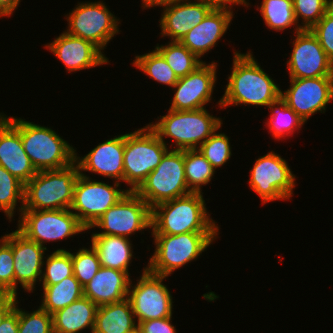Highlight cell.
I'll return each mask as SVG.
<instances>
[{"label": "cell", "mask_w": 333, "mask_h": 333, "mask_svg": "<svg viewBox=\"0 0 333 333\" xmlns=\"http://www.w3.org/2000/svg\"><path fill=\"white\" fill-rule=\"evenodd\" d=\"M142 271L135 285L131 280L128 291L137 324L172 316L173 297L171 291L162 283L167 276L152 274L146 267Z\"/></svg>", "instance_id": "cell-14"}, {"label": "cell", "mask_w": 333, "mask_h": 333, "mask_svg": "<svg viewBox=\"0 0 333 333\" xmlns=\"http://www.w3.org/2000/svg\"><path fill=\"white\" fill-rule=\"evenodd\" d=\"M155 49L164 57L178 78L185 77L204 63L180 41L170 40L165 45L157 44Z\"/></svg>", "instance_id": "cell-32"}, {"label": "cell", "mask_w": 333, "mask_h": 333, "mask_svg": "<svg viewBox=\"0 0 333 333\" xmlns=\"http://www.w3.org/2000/svg\"><path fill=\"white\" fill-rule=\"evenodd\" d=\"M178 0H142V7L144 9H148V8H151V7H155V6H167V5H170L174 2H176Z\"/></svg>", "instance_id": "cell-47"}, {"label": "cell", "mask_w": 333, "mask_h": 333, "mask_svg": "<svg viewBox=\"0 0 333 333\" xmlns=\"http://www.w3.org/2000/svg\"><path fill=\"white\" fill-rule=\"evenodd\" d=\"M293 48L287 70L290 78L333 76V62L328 58L317 37L310 29L294 33Z\"/></svg>", "instance_id": "cell-16"}, {"label": "cell", "mask_w": 333, "mask_h": 333, "mask_svg": "<svg viewBox=\"0 0 333 333\" xmlns=\"http://www.w3.org/2000/svg\"><path fill=\"white\" fill-rule=\"evenodd\" d=\"M138 324L128 298L98 306L94 333H132Z\"/></svg>", "instance_id": "cell-27"}, {"label": "cell", "mask_w": 333, "mask_h": 333, "mask_svg": "<svg viewBox=\"0 0 333 333\" xmlns=\"http://www.w3.org/2000/svg\"><path fill=\"white\" fill-rule=\"evenodd\" d=\"M18 333H53L52 315L40 306L32 312L18 306Z\"/></svg>", "instance_id": "cell-40"}, {"label": "cell", "mask_w": 333, "mask_h": 333, "mask_svg": "<svg viewBox=\"0 0 333 333\" xmlns=\"http://www.w3.org/2000/svg\"><path fill=\"white\" fill-rule=\"evenodd\" d=\"M198 150L215 170L224 166L232 155L230 138L225 133H216V131L199 146Z\"/></svg>", "instance_id": "cell-37"}, {"label": "cell", "mask_w": 333, "mask_h": 333, "mask_svg": "<svg viewBox=\"0 0 333 333\" xmlns=\"http://www.w3.org/2000/svg\"><path fill=\"white\" fill-rule=\"evenodd\" d=\"M18 297L13 295L0 296V324L4 317L14 308Z\"/></svg>", "instance_id": "cell-45"}, {"label": "cell", "mask_w": 333, "mask_h": 333, "mask_svg": "<svg viewBox=\"0 0 333 333\" xmlns=\"http://www.w3.org/2000/svg\"><path fill=\"white\" fill-rule=\"evenodd\" d=\"M206 4L211 5L213 8H225L233 10V6L235 5H243V7H247L250 5L247 0H201ZM232 7V8H231Z\"/></svg>", "instance_id": "cell-44"}, {"label": "cell", "mask_w": 333, "mask_h": 333, "mask_svg": "<svg viewBox=\"0 0 333 333\" xmlns=\"http://www.w3.org/2000/svg\"><path fill=\"white\" fill-rule=\"evenodd\" d=\"M232 71L223 96L218 105L221 108L239 105L265 106L281 97V88L274 82L264 69L261 68L253 52L235 51Z\"/></svg>", "instance_id": "cell-1"}, {"label": "cell", "mask_w": 333, "mask_h": 333, "mask_svg": "<svg viewBox=\"0 0 333 333\" xmlns=\"http://www.w3.org/2000/svg\"><path fill=\"white\" fill-rule=\"evenodd\" d=\"M134 192L151 209L160 203L192 193L185 178L184 150H168L158 166Z\"/></svg>", "instance_id": "cell-8"}, {"label": "cell", "mask_w": 333, "mask_h": 333, "mask_svg": "<svg viewBox=\"0 0 333 333\" xmlns=\"http://www.w3.org/2000/svg\"><path fill=\"white\" fill-rule=\"evenodd\" d=\"M187 186L192 193H203L202 186L210 183L216 170L198 149L184 150Z\"/></svg>", "instance_id": "cell-31"}, {"label": "cell", "mask_w": 333, "mask_h": 333, "mask_svg": "<svg viewBox=\"0 0 333 333\" xmlns=\"http://www.w3.org/2000/svg\"><path fill=\"white\" fill-rule=\"evenodd\" d=\"M171 320L172 316L139 322L137 329L140 333H177Z\"/></svg>", "instance_id": "cell-42"}, {"label": "cell", "mask_w": 333, "mask_h": 333, "mask_svg": "<svg viewBox=\"0 0 333 333\" xmlns=\"http://www.w3.org/2000/svg\"><path fill=\"white\" fill-rule=\"evenodd\" d=\"M296 20L302 29H311L333 6V0H292Z\"/></svg>", "instance_id": "cell-38"}, {"label": "cell", "mask_w": 333, "mask_h": 333, "mask_svg": "<svg viewBox=\"0 0 333 333\" xmlns=\"http://www.w3.org/2000/svg\"><path fill=\"white\" fill-rule=\"evenodd\" d=\"M217 63H204L185 77L179 78L172 87L174 96L169 109L176 111L206 108L212 100L217 81Z\"/></svg>", "instance_id": "cell-17"}, {"label": "cell", "mask_w": 333, "mask_h": 333, "mask_svg": "<svg viewBox=\"0 0 333 333\" xmlns=\"http://www.w3.org/2000/svg\"><path fill=\"white\" fill-rule=\"evenodd\" d=\"M310 30L333 62V6Z\"/></svg>", "instance_id": "cell-41"}, {"label": "cell", "mask_w": 333, "mask_h": 333, "mask_svg": "<svg viewBox=\"0 0 333 333\" xmlns=\"http://www.w3.org/2000/svg\"><path fill=\"white\" fill-rule=\"evenodd\" d=\"M132 65L151 79L171 88L179 79L164 57L155 48L153 51L143 55H136Z\"/></svg>", "instance_id": "cell-33"}, {"label": "cell", "mask_w": 333, "mask_h": 333, "mask_svg": "<svg viewBox=\"0 0 333 333\" xmlns=\"http://www.w3.org/2000/svg\"><path fill=\"white\" fill-rule=\"evenodd\" d=\"M79 174L76 162L59 170L37 171L24 185L23 210L70 209Z\"/></svg>", "instance_id": "cell-4"}, {"label": "cell", "mask_w": 333, "mask_h": 333, "mask_svg": "<svg viewBox=\"0 0 333 333\" xmlns=\"http://www.w3.org/2000/svg\"><path fill=\"white\" fill-rule=\"evenodd\" d=\"M289 86L281 91V98L305 123L315 113H325L333 101V76L290 78Z\"/></svg>", "instance_id": "cell-15"}, {"label": "cell", "mask_w": 333, "mask_h": 333, "mask_svg": "<svg viewBox=\"0 0 333 333\" xmlns=\"http://www.w3.org/2000/svg\"><path fill=\"white\" fill-rule=\"evenodd\" d=\"M230 9L213 8L207 16L180 40L200 60L217 45L233 20Z\"/></svg>", "instance_id": "cell-23"}, {"label": "cell", "mask_w": 333, "mask_h": 333, "mask_svg": "<svg viewBox=\"0 0 333 333\" xmlns=\"http://www.w3.org/2000/svg\"><path fill=\"white\" fill-rule=\"evenodd\" d=\"M147 124L124 134V182L135 191L170 149ZM169 148V149H168Z\"/></svg>", "instance_id": "cell-7"}, {"label": "cell", "mask_w": 333, "mask_h": 333, "mask_svg": "<svg viewBox=\"0 0 333 333\" xmlns=\"http://www.w3.org/2000/svg\"><path fill=\"white\" fill-rule=\"evenodd\" d=\"M21 0H0V10L7 16L13 15Z\"/></svg>", "instance_id": "cell-46"}, {"label": "cell", "mask_w": 333, "mask_h": 333, "mask_svg": "<svg viewBox=\"0 0 333 333\" xmlns=\"http://www.w3.org/2000/svg\"><path fill=\"white\" fill-rule=\"evenodd\" d=\"M150 206L134 191H128L109 208L90 228H101L91 235H114L129 238L130 235L151 228Z\"/></svg>", "instance_id": "cell-13"}, {"label": "cell", "mask_w": 333, "mask_h": 333, "mask_svg": "<svg viewBox=\"0 0 333 333\" xmlns=\"http://www.w3.org/2000/svg\"><path fill=\"white\" fill-rule=\"evenodd\" d=\"M98 306L82 296L65 308L52 314L53 333L93 332Z\"/></svg>", "instance_id": "cell-25"}, {"label": "cell", "mask_w": 333, "mask_h": 333, "mask_svg": "<svg viewBox=\"0 0 333 333\" xmlns=\"http://www.w3.org/2000/svg\"><path fill=\"white\" fill-rule=\"evenodd\" d=\"M256 9L271 30L279 32L292 26L295 27L294 33L303 30L296 20L292 0H263Z\"/></svg>", "instance_id": "cell-29"}, {"label": "cell", "mask_w": 333, "mask_h": 333, "mask_svg": "<svg viewBox=\"0 0 333 333\" xmlns=\"http://www.w3.org/2000/svg\"><path fill=\"white\" fill-rule=\"evenodd\" d=\"M17 230L27 239L40 244L57 242L85 233L87 228L70 209L22 210Z\"/></svg>", "instance_id": "cell-9"}, {"label": "cell", "mask_w": 333, "mask_h": 333, "mask_svg": "<svg viewBox=\"0 0 333 333\" xmlns=\"http://www.w3.org/2000/svg\"><path fill=\"white\" fill-rule=\"evenodd\" d=\"M113 182L111 186L105 181L92 180L86 173L79 174L70 210L86 228H90L128 192L121 189L119 182Z\"/></svg>", "instance_id": "cell-12"}, {"label": "cell", "mask_w": 333, "mask_h": 333, "mask_svg": "<svg viewBox=\"0 0 333 333\" xmlns=\"http://www.w3.org/2000/svg\"><path fill=\"white\" fill-rule=\"evenodd\" d=\"M90 238L101 267L118 269L131 275L128 268L134 256L130 238L114 235H92Z\"/></svg>", "instance_id": "cell-26"}, {"label": "cell", "mask_w": 333, "mask_h": 333, "mask_svg": "<svg viewBox=\"0 0 333 333\" xmlns=\"http://www.w3.org/2000/svg\"><path fill=\"white\" fill-rule=\"evenodd\" d=\"M219 233H182L152 235L155 252L146 269L156 275L169 276L180 267L197 260L202 252L216 240ZM206 249V250H205Z\"/></svg>", "instance_id": "cell-5"}, {"label": "cell", "mask_w": 333, "mask_h": 333, "mask_svg": "<svg viewBox=\"0 0 333 333\" xmlns=\"http://www.w3.org/2000/svg\"><path fill=\"white\" fill-rule=\"evenodd\" d=\"M19 202L21 205L16 209ZM23 206L24 184L0 165V210L11 222L16 210L21 214Z\"/></svg>", "instance_id": "cell-34"}, {"label": "cell", "mask_w": 333, "mask_h": 333, "mask_svg": "<svg viewBox=\"0 0 333 333\" xmlns=\"http://www.w3.org/2000/svg\"><path fill=\"white\" fill-rule=\"evenodd\" d=\"M12 232L0 239V294L14 296Z\"/></svg>", "instance_id": "cell-39"}, {"label": "cell", "mask_w": 333, "mask_h": 333, "mask_svg": "<svg viewBox=\"0 0 333 333\" xmlns=\"http://www.w3.org/2000/svg\"><path fill=\"white\" fill-rule=\"evenodd\" d=\"M45 48L64 64L69 73L110 63L104 52L92 42L65 31L47 43Z\"/></svg>", "instance_id": "cell-20"}, {"label": "cell", "mask_w": 333, "mask_h": 333, "mask_svg": "<svg viewBox=\"0 0 333 333\" xmlns=\"http://www.w3.org/2000/svg\"><path fill=\"white\" fill-rule=\"evenodd\" d=\"M68 27L65 32L92 42L102 52L108 42L119 34L120 20L111 13L103 1L78 2L65 15Z\"/></svg>", "instance_id": "cell-11"}, {"label": "cell", "mask_w": 333, "mask_h": 333, "mask_svg": "<svg viewBox=\"0 0 333 333\" xmlns=\"http://www.w3.org/2000/svg\"><path fill=\"white\" fill-rule=\"evenodd\" d=\"M203 194L190 193L154 206L151 235L219 233L218 225L207 211Z\"/></svg>", "instance_id": "cell-2"}, {"label": "cell", "mask_w": 333, "mask_h": 333, "mask_svg": "<svg viewBox=\"0 0 333 333\" xmlns=\"http://www.w3.org/2000/svg\"><path fill=\"white\" fill-rule=\"evenodd\" d=\"M12 251L14 296H18V284H20V287L22 286L23 291L32 293L36 289L37 282L41 280L47 247L27 239L16 229L12 231Z\"/></svg>", "instance_id": "cell-19"}, {"label": "cell", "mask_w": 333, "mask_h": 333, "mask_svg": "<svg viewBox=\"0 0 333 333\" xmlns=\"http://www.w3.org/2000/svg\"><path fill=\"white\" fill-rule=\"evenodd\" d=\"M295 182L296 176L288 162L273 150L255 160L248 180L249 187L259 195L263 205L290 199Z\"/></svg>", "instance_id": "cell-10"}, {"label": "cell", "mask_w": 333, "mask_h": 333, "mask_svg": "<svg viewBox=\"0 0 333 333\" xmlns=\"http://www.w3.org/2000/svg\"><path fill=\"white\" fill-rule=\"evenodd\" d=\"M130 277L121 270L101 267L83 287V296L97 306L122 301L128 298Z\"/></svg>", "instance_id": "cell-24"}, {"label": "cell", "mask_w": 333, "mask_h": 333, "mask_svg": "<svg viewBox=\"0 0 333 333\" xmlns=\"http://www.w3.org/2000/svg\"><path fill=\"white\" fill-rule=\"evenodd\" d=\"M167 112V115L158 117V121L148 125L164 144L167 143L165 138H172L175 147L170 146L171 150L198 149L223 124L220 117L213 116L206 108L184 111L169 109Z\"/></svg>", "instance_id": "cell-3"}, {"label": "cell", "mask_w": 333, "mask_h": 333, "mask_svg": "<svg viewBox=\"0 0 333 333\" xmlns=\"http://www.w3.org/2000/svg\"><path fill=\"white\" fill-rule=\"evenodd\" d=\"M17 300L14 308L4 317L0 324V333H18V305Z\"/></svg>", "instance_id": "cell-43"}, {"label": "cell", "mask_w": 333, "mask_h": 333, "mask_svg": "<svg viewBox=\"0 0 333 333\" xmlns=\"http://www.w3.org/2000/svg\"><path fill=\"white\" fill-rule=\"evenodd\" d=\"M44 259L42 276L40 282L42 285H55L64 278L73 275V262L71 252L65 249H56L51 255Z\"/></svg>", "instance_id": "cell-35"}, {"label": "cell", "mask_w": 333, "mask_h": 333, "mask_svg": "<svg viewBox=\"0 0 333 333\" xmlns=\"http://www.w3.org/2000/svg\"><path fill=\"white\" fill-rule=\"evenodd\" d=\"M0 165L24 185L37 173L25 153L20 136V117L0 113Z\"/></svg>", "instance_id": "cell-18"}, {"label": "cell", "mask_w": 333, "mask_h": 333, "mask_svg": "<svg viewBox=\"0 0 333 333\" xmlns=\"http://www.w3.org/2000/svg\"><path fill=\"white\" fill-rule=\"evenodd\" d=\"M164 7L159 20L160 36H167L171 41H180L213 9L201 0H178Z\"/></svg>", "instance_id": "cell-22"}, {"label": "cell", "mask_w": 333, "mask_h": 333, "mask_svg": "<svg viewBox=\"0 0 333 333\" xmlns=\"http://www.w3.org/2000/svg\"><path fill=\"white\" fill-rule=\"evenodd\" d=\"M268 108L271 114L269 121L267 119L265 124L272 137L276 140L290 137L296 130H301L300 128L305 124V121L293 109L289 108L281 97L275 102L270 103Z\"/></svg>", "instance_id": "cell-30"}, {"label": "cell", "mask_w": 333, "mask_h": 333, "mask_svg": "<svg viewBox=\"0 0 333 333\" xmlns=\"http://www.w3.org/2000/svg\"><path fill=\"white\" fill-rule=\"evenodd\" d=\"M7 17L1 10H0V18Z\"/></svg>", "instance_id": "cell-48"}, {"label": "cell", "mask_w": 333, "mask_h": 333, "mask_svg": "<svg viewBox=\"0 0 333 333\" xmlns=\"http://www.w3.org/2000/svg\"><path fill=\"white\" fill-rule=\"evenodd\" d=\"M132 333H140V332H139V330L137 329V330L133 331Z\"/></svg>", "instance_id": "cell-49"}, {"label": "cell", "mask_w": 333, "mask_h": 333, "mask_svg": "<svg viewBox=\"0 0 333 333\" xmlns=\"http://www.w3.org/2000/svg\"><path fill=\"white\" fill-rule=\"evenodd\" d=\"M73 262V275L84 287L101 268L97 251L91 245L89 248L82 247L76 253H71Z\"/></svg>", "instance_id": "cell-36"}, {"label": "cell", "mask_w": 333, "mask_h": 333, "mask_svg": "<svg viewBox=\"0 0 333 333\" xmlns=\"http://www.w3.org/2000/svg\"><path fill=\"white\" fill-rule=\"evenodd\" d=\"M42 288L40 307L51 315L83 296V287L74 275L55 285H42Z\"/></svg>", "instance_id": "cell-28"}, {"label": "cell", "mask_w": 333, "mask_h": 333, "mask_svg": "<svg viewBox=\"0 0 333 333\" xmlns=\"http://www.w3.org/2000/svg\"><path fill=\"white\" fill-rule=\"evenodd\" d=\"M124 134L107 139L99 143L85 156H78L76 152L75 162L79 166V172H94L100 176L115 179V182L124 183Z\"/></svg>", "instance_id": "cell-21"}, {"label": "cell", "mask_w": 333, "mask_h": 333, "mask_svg": "<svg viewBox=\"0 0 333 333\" xmlns=\"http://www.w3.org/2000/svg\"><path fill=\"white\" fill-rule=\"evenodd\" d=\"M25 153L37 171L59 170L75 163V148L53 129L20 118Z\"/></svg>", "instance_id": "cell-6"}]
</instances>
